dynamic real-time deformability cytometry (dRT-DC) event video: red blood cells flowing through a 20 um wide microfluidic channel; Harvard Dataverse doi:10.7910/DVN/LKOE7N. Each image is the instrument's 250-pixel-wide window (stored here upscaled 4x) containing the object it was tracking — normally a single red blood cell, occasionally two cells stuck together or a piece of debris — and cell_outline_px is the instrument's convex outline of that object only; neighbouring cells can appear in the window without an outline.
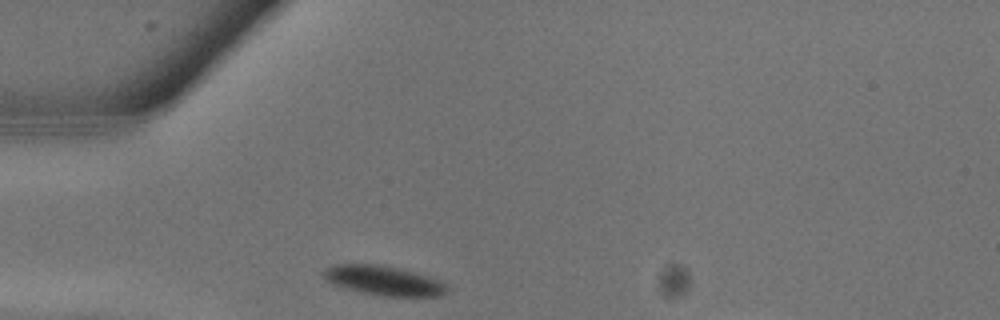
{"species": "common noctule bat (a hibernating species)", "species_latin": "Nyctalus noctula", "temperature_condition": "warm", "stored_images_in_passage": 8, "camera_frame_rate_fps": 3000, "um_per_image_px": 0.085, "animal": {"sex": "male", "body_mass_g": 13.3}, "frame": {"image": 1, "passage_image": 1, "time_ms": 0.0, "image_size_px": [1000, 320], "cell_outline_px": [[448, 292], [440, 296], [384, 296], [364, 292], [348, 288], [324, 280], [324, 268], [332, 264], [380, 264], [400, 268], [428, 276], [444, 284], [448, 288]], "centroid_in_image_um": [32.61, 23.83], "position_along_channel_um": 52.4, "area_um2": 20.98}}
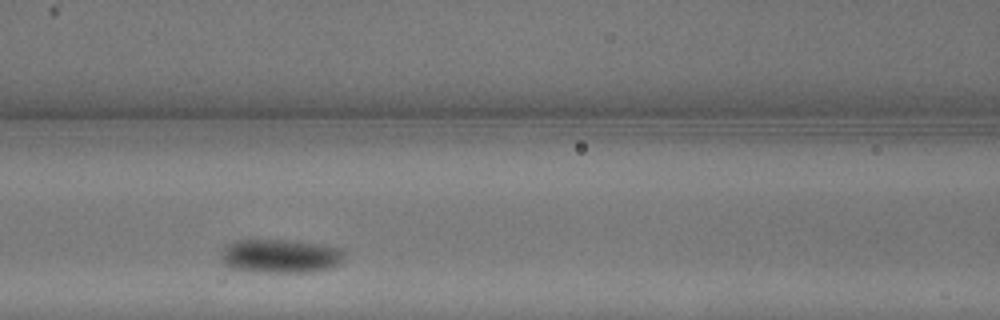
{"frame": {"image": 2, "passage_image": 5, "time_ms": 1.333, "image_size_px": [1000, 320], "cell_outline_px": [[344, 252], [340, 260], [336, 264], [328, 268], [312, 272], [268, 272], [232, 268], [224, 264], [224, 248], [232, 240], [300, 240], [324, 244], [340, 248]], "centroid_in_image_um": [23.87, 21.74], "position_along_channel_um": 142.7, "area_um2": 23.99}}
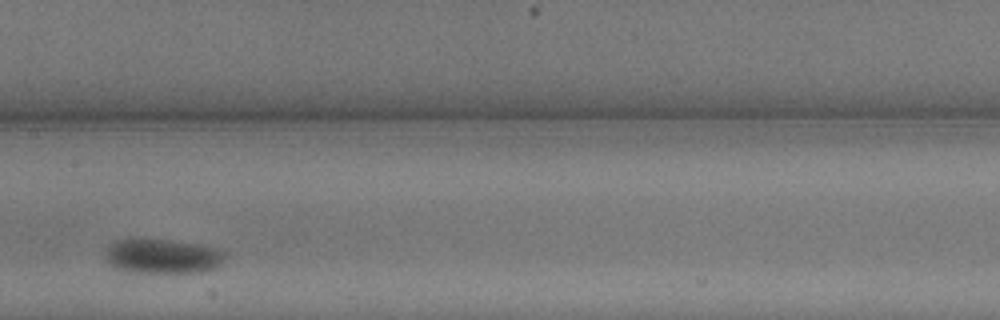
{"frame": {"image": 3, "passage_image": 7, "time_ms": 2.0, "image_size_px": [1000, 320], "cell_outline_px": [[228, 256], [216, 268], [200, 272], [136, 272], [112, 268], [108, 264], [104, 256], [108, 248], [116, 240], [132, 236], [136, 236], [172, 240], [224, 248], [228, 252]], "centroid_in_image_um": [13.84, 21.73], "position_along_channel_um": 193.6, "area_um2": 25.2}}